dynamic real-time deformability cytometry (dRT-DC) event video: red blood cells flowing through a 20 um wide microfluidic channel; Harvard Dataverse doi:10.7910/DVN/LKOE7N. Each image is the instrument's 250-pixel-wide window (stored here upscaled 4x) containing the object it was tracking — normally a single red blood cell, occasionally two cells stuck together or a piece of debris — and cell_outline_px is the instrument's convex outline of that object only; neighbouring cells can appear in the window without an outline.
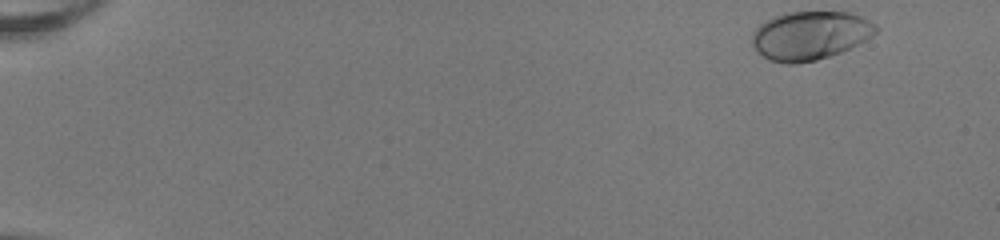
{"species": "human", "species_latin": "Homo sapiens", "temperature_condition": "room temperature", "stored_images_in_passage": 49, "camera_frame_rate_fps": 3000, "um_per_image_px": 0.085, "donor": {"sex": "female"}, "frame": {"image": 1, "passage_image": 1, "time_ms": 0.0, "image_size_px": [1000, 240], "cell_outline_px": [[880, 28], [872, 36], [840, 52], [816, 60], [796, 64], [788, 64], [768, 60], [752, 44], [752, 32], [760, 24], [784, 12], [848, 12], [860, 16], [876, 24]], "centroid_in_image_um": [68.85, 3.01], "position_along_channel_um": 16.1, "area_um2": 34.8}}
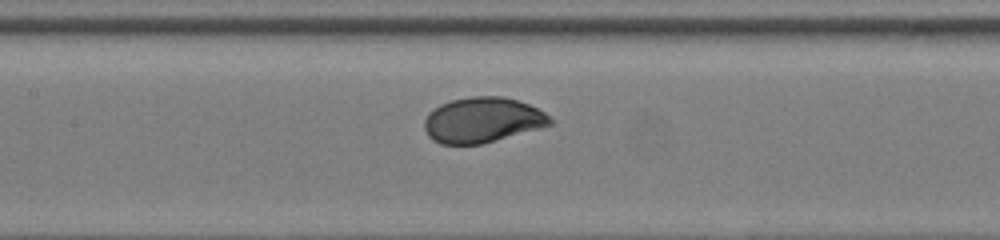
{"frame": {"image": 2, "passage_image": 24, "time_ms": 7.667, "image_size_px": [1000, 240], "cell_outline_px": [[552, 124], [540, 128], [480, 144], [440, 144], [432, 140], [428, 136], [424, 128], [424, 120], [428, 112], [440, 104], [452, 100], [472, 96], [504, 96], [528, 104], [544, 112], [552, 120]], "centroid_in_image_um": [40.97, 10.2], "position_along_channel_um": 166.4, "area_um2": 33.06}}
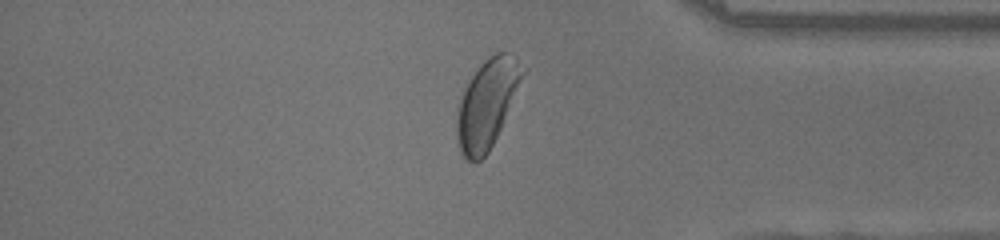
{"frame": {"image": 3, "passage_image": 42, "time_ms": 13.667, "image_size_px": [1000, 240], "cell_outline_px": [[528, 68], [500, 128], [488, 152], [476, 164], [472, 164], [460, 152], [456, 140], [456, 104], [464, 88], [480, 64], [484, 60], [496, 52], [512, 52]], "centroid_in_image_um": [41.39, 8.79], "position_along_channel_um": 393.8, "area_um2": 34.39}, "authors_computed_cell_mechanics": {"area_um2": 33.4084, "velocity_mm_per_s": 4.0058, "shape_relaxation_time_tau1_ms": 2.0497, "shape_relaxation_time_tau2_ms": null, "deformation_change_tau1": 0.1302, "deformation_change_tau2": null}}